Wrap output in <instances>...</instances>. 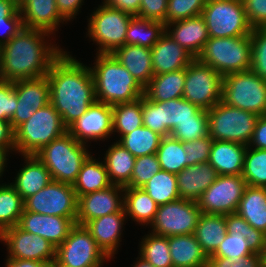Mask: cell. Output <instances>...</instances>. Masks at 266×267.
Instances as JSON below:
<instances>
[{
    "mask_svg": "<svg viewBox=\"0 0 266 267\" xmlns=\"http://www.w3.org/2000/svg\"><path fill=\"white\" fill-rule=\"evenodd\" d=\"M50 103L68 128L96 100L95 84L90 67L64 51L47 73Z\"/></svg>",
    "mask_w": 266,
    "mask_h": 267,
    "instance_id": "cell-1",
    "label": "cell"
},
{
    "mask_svg": "<svg viewBox=\"0 0 266 267\" xmlns=\"http://www.w3.org/2000/svg\"><path fill=\"white\" fill-rule=\"evenodd\" d=\"M50 35L24 27L1 46L0 80L14 82L46 76L52 63L64 52L59 45L45 40Z\"/></svg>",
    "mask_w": 266,
    "mask_h": 267,
    "instance_id": "cell-2",
    "label": "cell"
},
{
    "mask_svg": "<svg viewBox=\"0 0 266 267\" xmlns=\"http://www.w3.org/2000/svg\"><path fill=\"white\" fill-rule=\"evenodd\" d=\"M95 61L90 69L98 102L114 105L132 102L144 95V89L112 54L96 53Z\"/></svg>",
    "mask_w": 266,
    "mask_h": 267,
    "instance_id": "cell-3",
    "label": "cell"
},
{
    "mask_svg": "<svg viewBox=\"0 0 266 267\" xmlns=\"http://www.w3.org/2000/svg\"><path fill=\"white\" fill-rule=\"evenodd\" d=\"M86 144L78 142L68 131L52 140L35 155L48 169L54 181L72 184L91 155Z\"/></svg>",
    "mask_w": 266,
    "mask_h": 267,
    "instance_id": "cell-4",
    "label": "cell"
},
{
    "mask_svg": "<svg viewBox=\"0 0 266 267\" xmlns=\"http://www.w3.org/2000/svg\"><path fill=\"white\" fill-rule=\"evenodd\" d=\"M67 131L61 115L48 103L14 130L15 151L22 156L36 155L44 146Z\"/></svg>",
    "mask_w": 266,
    "mask_h": 267,
    "instance_id": "cell-5",
    "label": "cell"
},
{
    "mask_svg": "<svg viewBox=\"0 0 266 267\" xmlns=\"http://www.w3.org/2000/svg\"><path fill=\"white\" fill-rule=\"evenodd\" d=\"M197 59L223 77L251 68V35L209 37Z\"/></svg>",
    "mask_w": 266,
    "mask_h": 267,
    "instance_id": "cell-6",
    "label": "cell"
},
{
    "mask_svg": "<svg viewBox=\"0 0 266 267\" xmlns=\"http://www.w3.org/2000/svg\"><path fill=\"white\" fill-rule=\"evenodd\" d=\"M222 102L228 106L266 115V81L251 70L223 77Z\"/></svg>",
    "mask_w": 266,
    "mask_h": 267,
    "instance_id": "cell-7",
    "label": "cell"
},
{
    "mask_svg": "<svg viewBox=\"0 0 266 267\" xmlns=\"http://www.w3.org/2000/svg\"><path fill=\"white\" fill-rule=\"evenodd\" d=\"M208 135L213 140L231 141L248 146L258 115L226 105L222 101L207 111Z\"/></svg>",
    "mask_w": 266,
    "mask_h": 267,
    "instance_id": "cell-8",
    "label": "cell"
},
{
    "mask_svg": "<svg viewBox=\"0 0 266 267\" xmlns=\"http://www.w3.org/2000/svg\"><path fill=\"white\" fill-rule=\"evenodd\" d=\"M133 17L104 3L92 12L87 35L99 45L98 54H112L125 45L127 28Z\"/></svg>",
    "mask_w": 266,
    "mask_h": 267,
    "instance_id": "cell-9",
    "label": "cell"
},
{
    "mask_svg": "<svg viewBox=\"0 0 266 267\" xmlns=\"http://www.w3.org/2000/svg\"><path fill=\"white\" fill-rule=\"evenodd\" d=\"M209 37H236L252 33L242 0H207L201 14Z\"/></svg>",
    "mask_w": 266,
    "mask_h": 267,
    "instance_id": "cell-10",
    "label": "cell"
},
{
    "mask_svg": "<svg viewBox=\"0 0 266 267\" xmlns=\"http://www.w3.org/2000/svg\"><path fill=\"white\" fill-rule=\"evenodd\" d=\"M204 111L183 97L156 102L142 96L143 126L162 137L170 136L171 130L178 123L196 120Z\"/></svg>",
    "mask_w": 266,
    "mask_h": 267,
    "instance_id": "cell-11",
    "label": "cell"
},
{
    "mask_svg": "<svg viewBox=\"0 0 266 267\" xmlns=\"http://www.w3.org/2000/svg\"><path fill=\"white\" fill-rule=\"evenodd\" d=\"M223 76L195 58L185 68L183 98L201 109L209 110L222 101Z\"/></svg>",
    "mask_w": 266,
    "mask_h": 267,
    "instance_id": "cell-12",
    "label": "cell"
},
{
    "mask_svg": "<svg viewBox=\"0 0 266 267\" xmlns=\"http://www.w3.org/2000/svg\"><path fill=\"white\" fill-rule=\"evenodd\" d=\"M201 213L197 201L187 199L159 205L151 233L166 237L193 234Z\"/></svg>",
    "mask_w": 266,
    "mask_h": 267,
    "instance_id": "cell-13",
    "label": "cell"
},
{
    "mask_svg": "<svg viewBox=\"0 0 266 267\" xmlns=\"http://www.w3.org/2000/svg\"><path fill=\"white\" fill-rule=\"evenodd\" d=\"M56 258L71 267H102L110 259L85 226L78 224L56 248Z\"/></svg>",
    "mask_w": 266,
    "mask_h": 267,
    "instance_id": "cell-14",
    "label": "cell"
},
{
    "mask_svg": "<svg viewBox=\"0 0 266 267\" xmlns=\"http://www.w3.org/2000/svg\"><path fill=\"white\" fill-rule=\"evenodd\" d=\"M78 198L72 184L51 181L24 201V210L44 215L76 218Z\"/></svg>",
    "mask_w": 266,
    "mask_h": 267,
    "instance_id": "cell-15",
    "label": "cell"
},
{
    "mask_svg": "<svg viewBox=\"0 0 266 267\" xmlns=\"http://www.w3.org/2000/svg\"><path fill=\"white\" fill-rule=\"evenodd\" d=\"M246 187L247 183L240 175H219L197 200L198 207L206 214L236 213Z\"/></svg>",
    "mask_w": 266,
    "mask_h": 267,
    "instance_id": "cell-16",
    "label": "cell"
},
{
    "mask_svg": "<svg viewBox=\"0 0 266 267\" xmlns=\"http://www.w3.org/2000/svg\"><path fill=\"white\" fill-rule=\"evenodd\" d=\"M0 241L7 246L12 259L35 260L50 263L56 258V247L45 238L23 231L17 225L0 233Z\"/></svg>",
    "mask_w": 266,
    "mask_h": 267,
    "instance_id": "cell-17",
    "label": "cell"
},
{
    "mask_svg": "<svg viewBox=\"0 0 266 267\" xmlns=\"http://www.w3.org/2000/svg\"><path fill=\"white\" fill-rule=\"evenodd\" d=\"M17 108L10 120L13 130L26 122L35 111L50 103V84L47 76L14 81Z\"/></svg>",
    "mask_w": 266,
    "mask_h": 267,
    "instance_id": "cell-18",
    "label": "cell"
},
{
    "mask_svg": "<svg viewBox=\"0 0 266 267\" xmlns=\"http://www.w3.org/2000/svg\"><path fill=\"white\" fill-rule=\"evenodd\" d=\"M68 132L84 144L109 138L113 134L112 105L96 101L68 127Z\"/></svg>",
    "mask_w": 266,
    "mask_h": 267,
    "instance_id": "cell-19",
    "label": "cell"
},
{
    "mask_svg": "<svg viewBox=\"0 0 266 267\" xmlns=\"http://www.w3.org/2000/svg\"><path fill=\"white\" fill-rule=\"evenodd\" d=\"M123 204L124 187L120 185L84 194L78 198L76 224L84 226L95 218L120 212Z\"/></svg>",
    "mask_w": 266,
    "mask_h": 267,
    "instance_id": "cell-20",
    "label": "cell"
},
{
    "mask_svg": "<svg viewBox=\"0 0 266 267\" xmlns=\"http://www.w3.org/2000/svg\"><path fill=\"white\" fill-rule=\"evenodd\" d=\"M75 225L76 218L44 215L23 210L17 226L23 231L45 238L57 248Z\"/></svg>",
    "mask_w": 266,
    "mask_h": 267,
    "instance_id": "cell-21",
    "label": "cell"
},
{
    "mask_svg": "<svg viewBox=\"0 0 266 267\" xmlns=\"http://www.w3.org/2000/svg\"><path fill=\"white\" fill-rule=\"evenodd\" d=\"M154 75L186 68L195 58L180 46L167 32L151 48Z\"/></svg>",
    "mask_w": 266,
    "mask_h": 267,
    "instance_id": "cell-22",
    "label": "cell"
},
{
    "mask_svg": "<svg viewBox=\"0 0 266 267\" xmlns=\"http://www.w3.org/2000/svg\"><path fill=\"white\" fill-rule=\"evenodd\" d=\"M125 219L128 218L123 208L120 212L95 218L84 225L97 245L109 258H113L117 254V248L121 245V234L124 230L122 228Z\"/></svg>",
    "mask_w": 266,
    "mask_h": 267,
    "instance_id": "cell-23",
    "label": "cell"
},
{
    "mask_svg": "<svg viewBox=\"0 0 266 267\" xmlns=\"http://www.w3.org/2000/svg\"><path fill=\"white\" fill-rule=\"evenodd\" d=\"M166 32L194 58L199 56L209 39L207 26L202 15L168 23L166 24Z\"/></svg>",
    "mask_w": 266,
    "mask_h": 267,
    "instance_id": "cell-24",
    "label": "cell"
},
{
    "mask_svg": "<svg viewBox=\"0 0 266 267\" xmlns=\"http://www.w3.org/2000/svg\"><path fill=\"white\" fill-rule=\"evenodd\" d=\"M219 174L209 162L194 164L176 174L180 199L197 201Z\"/></svg>",
    "mask_w": 266,
    "mask_h": 267,
    "instance_id": "cell-25",
    "label": "cell"
},
{
    "mask_svg": "<svg viewBox=\"0 0 266 267\" xmlns=\"http://www.w3.org/2000/svg\"><path fill=\"white\" fill-rule=\"evenodd\" d=\"M24 27L40 29L54 34L60 23L65 20L60 16L56 0H27L19 8Z\"/></svg>",
    "mask_w": 266,
    "mask_h": 267,
    "instance_id": "cell-26",
    "label": "cell"
},
{
    "mask_svg": "<svg viewBox=\"0 0 266 267\" xmlns=\"http://www.w3.org/2000/svg\"><path fill=\"white\" fill-rule=\"evenodd\" d=\"M112 55L131 73L143 89L154 76L151 48L125 44L116 49Z\"/></svg>",
    "mask_w": 266,
    "mask_h": 267,
    "instance_id": "cell-27",
    "label": "cell"
},
{
    "mask_svg": "<svg viewBox=\"0 0 266 267\" xmlns=\"http://www.w3.org/2000/svg\"><path fill=\"white\" fill-rule=\"evenodd\" d=\"M23 166L19 169L14 182L10 183L23 201L36 194L53 181L46 166L35 155H23Z\"/></svg>",
    "mask_w": 266,
    "mask_h": 267,
    "instance_id": "cell-28",
    "label": "cell"
},
{
    "mask_svg": "<svg viewBox=\"0 0 266 267\" xmlns=\"http://www.w3.org/2000/svg\"><path fill=\"white\" fill-rule=\"evenodd\" d=\"M247 146L237 142L213 140L209 163L219 175H240Z\"/></svg>",
    "mask_w": 266,
    "mask_h": 267,
    "instance_id": "cell-29",
    "label": "cell"
},
{
    "mask_svg": "<svg viewBox=\"0 0 266 267\" xmlns=\"http://www.w3.org/2000/svg\"><path fill=\"white\" fill-rule=\"evenodd\" d=\"M173 267H208L209 257L193 234L168 237Z\"/></svg>",
    "mask_w": 266,
    "mask_h": 267,
    "instance_id": "cell-30",
    "label": "cell"
},
{
    "mask_svg": "<svg viewBox=\"0 0 266 267\" xmlns=\"http://www.w3.org/2000/svg\"><path fill=\"white\" fill-rule=\"evenodd\" d=\"M226 234V215L206 213H201L193 233L208 257L217 250Z\"/></svg>",
    "mask_w": 266,
    "mask_h": 267,
    "instance_id": "cell-31",
    "label": "cell"
},
{
    "mask_svg": "<svg viewBox=\"0 0 266 267\" xmlns=\"http://www.w3.org/2000/svg\"><path fill=\"white\" fill-rule=\"evenodd\" d=\"M185 83V68L154 75L144 88V96L156 102L182 98Z\"/></svg>",
    "mask_w": 266,
    "mask_h": 267,
    "instance_id": "cell-32",
    "label": "cell"
},
{
    "mask_svg": "<svg viewBox=\"0 0 266 267\" xmlns=\"http://www.w3.org/2000/svg\"><path fill=\"white\" fill-rule=\"evenodd\" d=\"M236 213L266 234V188L247 186Z\"/></svg>",
    "mask_w": 266,
    "mask_h": 267,
    "instance_id": "cell-33",
    "label": "cell"
},
{
    "mask_svg": "<svg viewBox=\"0 0 266 267\" xmlns=\"http://www.w3.org/2000/svg\"><path fill=\"white\" fill-rule=\"evenodd\" d=\"M136 158L117 141L108 147L104 164L113 185L125 187L131 180Z\"/></svg>",
    "mask_w": 266,
    "mask_h": 267,
    "instance_id": "cell-34",
    "label": "cell"
},
{
    "mask_svg": "<svg viewBox=\"0 0 266 267\" xmlns=\"http://www.w3.org/2000/svg\"><path fill=\"white\" fill-rule=\"evenodd\" d=\"M96 160L90 155L83 163L77 179L73 183L77 198L90 192L104 190L113 185L109 180L103 161Z\"/></svg>",
    "mask_w": 266,
    "mask_h": 267,
    "instance_id": "cell-35",
    "label": "cell"
},
{
    "mask_svg": "<svg viewBox=\"0 0 266 267\" xmlns=\"http://www.w3.org/2000/svg\"><path fill=\"white\" fill-rule=\"evenodd\" d=\"M125 215L141 225H149L153 222L158 210L157 203L142 189L124 187Z\"/></svg>",
    "mask_w": 266,
    "mask_h": 267,
    "instance_id": "cell-36",
    "label": "cell"
},
{
    "mask_svg": "<svg viewBox=\"0 0 266 267\" xmlns=\"http://www.w3.org/2000/svg\"><path fill=\"white\" fill-rule=\"evenodd\" d=\"M165 32L164 22L134 16L127 28L125 44L152 48Z\"/></svg>",
    "mask_w": 266,
    "mask_h": 267,
    "instance_id": "cell-37",
    "label": "cell"
},
{
    "mask_svg": "<svg viewBox=\"0 0 266 267\" xmlns=\"http://www.w3.org/2000/svg\"><path fill=\"white\" fill-rule=\"evenodd\" d=\"M142 125V97L132 102L112 105V131L120 134V138Z\"/></svg>",
    "mask_w": 266,
    "mask_h": 267,
    "instance_id": "cell-38",
    "label": "cell"
},
{
    "mask_svg": "<svg viewBox=\"0 0 266 267\" xmlns=\"http://www.w3.org/2000/svg\"><path fill=\"white\" fill-rule=\"evenodd\" d=\"M162 136L145 126L123 135L117 142L126 148L135 158L155 154Z\"/></svg>",
    "mask_w": 266,
    "mask_h": 267,
    "instance_id": "cell-39",
    "label": "cell"
},
{
    "mask_svg": "<svg viewBox=\"0 0 266 267\" xmlns=\"http://www.w3.org/2000/svg\"><path fill=\"white\" fill-rule=\"evenodd\" d=\"M156 155L161 170L178 174L187 167V155L183 142L172 136L162 137Z\"/></svg>",
    "mask_w": 266,
    "mask_h": 267,
    "instance_id": "cell-40",
    "label": "cell"
},
{
    "mask_svg": "<svg viewBox=\"0 0 266 267\" xmlns=\"http://www.w3.org/2000/svg\"><path fill=\"white\" fill-rule=\"evenodd\" d=\"M157 205L180 199L176 174L160 170L142 188Z\"/></svg>",
    "mask_w": 266,
    "mask_h": 267,
    "instance_id": "cell-41",
    "label": "cell"
},
{
    "mask_svg": "<svg viewBox=\"0 0 266 267\" xmlns=\"http://www.w3.org/2000/svg\"><path fill=\"white\" fill-rule=\"evenodd\" d=\"M24 201L11 184L0 185V233L18 225Z\"/></svg>",
    "mask_w": 266,
    "mask_h": 267,
    "instance_id": "cell-42",
    "label": "cell"
},
{
    "mask_svg": "<svg viewBox=\"0 0 266 267\" xmlns=\"http://www.w3.org/2000/svg\"><path fill=\"white\" fill-rule=\"evenodd\" d=\"M138 256L143 257L154 267H173L168 237L147 234L142 238Z\"/></svg>",
    "mask_w": 266,
    "mask_h": 267,
    "instance_id": "cell-43",
    "label": "cell"
},
{
    "mask_svg": "<svg viewBox=\"0 0 266 267\" xmlns=\"http://www.w3.org/2000/svg\"><path fill=\"white\" fill-rule=\"evenodd\" d=\"M227 233L244 236L248 246L254 253L266 255V234L251 227V225L237 213L226 215Z\"/></svg>",
    "mask_w": 266,
    "mask_h": 267,
    "instance_id": "cell-44",
    "label": "cell"
},
{
    "mask_svg": "<svg viewBox=\"0 0 266 267\" xmlns=\"http://www.w3.org/2000/svg\"><path fill=\"white\" fill-rule=\"evenodd\" d=\"M242 177L247 186L266 188V149L247 146Z\"/></svg>",
    "mask_w": 266,
    "mask_h": 267,
    "instance_id": "cell-45",
    "label": "cell"
},
{
    "mask_svg": "<svg viewBox=\"0 0 266 267\" xmlns=\"http://www.w3.org/2000/svg\"><path fill=\"white\" fill-rule=\"evenodd\" d=\"M208 135V114L205 110L196 120L178 123L170 132V136L181 142L193 141Z\"/></svg>",
    "mask_w": 266,
    "mask_h": 267,
    "instance_id": "cell-46",
    "label": "cell"
},
{
    "mask_svg": "<svg viewBox=\"0 0 266 267\" xmlns=\"http://www.w3.org/2000/svg\"><path fill=\"white\" fill-rule=\"evenodd\" d=\"M161 170L155 154L136 157L130 182L125 187L143 188L144 185Z\"/></svg>",
    "mask_w": 266,
    "mask_h": 267,
    "instance_id": "cell-47",
    "label": "cell"
},
{
    "mask_svg": "<svg viewBox=\"0 0 266 267\" xmlns=\"http://www.w3.org/2000/svg\"><path fill=\"white\" fill-rule=\"evenodd\" d=\"M206 3L207 0H168L164 24L201 15Z\"/></svg>",
    "mask_w": 266,
    "mask_h": 267,
    "instance_id": "cell-48",
    "label": "cell"
},
{
    "mask_svg": "<svg viewBox=\"0 0 266 267\" xmlns=\"http://www.w3.org/2000/svg\"><path fill=\"white\" fill-rule=\"evenodd\" d=\"M250 70L266 81V27L252 30Z\"/></svg>",
    "mask_w": 266,
    "mask_h": 267,
    "instance_id": "cell-49",
    "label": "cell"
},
{
    "mask_svg": "<svg viewBox=\"0 0 266 267\" xmlns=\"http://www.w3.org/2000/svg\"><path fill=\"white\" fill-rule=\"evenodd\" d=\"M254 252L248 246L244 236L226 234L217 250L209 257H224L233 262Z\"/></svg>",
    "mask_w": 266,
    "mask_h": 267,
    "instance_id": "cell-50",
    "label": "cell"
},
{
    "mask_svg": "<svg viewBox=\"0 0 266 267\" xmlns=\"http://www.w3.org/2000/svg\"><path fill=\"white\" fill-rule=\"evenodd\" d=\"M213 139L207 135L193 141L183 142L187 155V167L209 161Z\"/></svg>",
    "mask_w": 266,
    "mask_h": 267,
    "instance_id": "cell-51",
    "label": "cell"
},
{
    "mask_svg": "<svg viewBox=\"0 0 266 267\" xmlns=\"http://www.w3.org/2000/svg\"><path fill=\"white\" fill-rule=\"evenodd\" d=\"M17 108V92L14 82L0 80V120L9 121Z\"/></svg>",
    "mask_w": 266,
    "mask_h": 267,
    "instance_id": "cell-52",
    "label": "cell"
},
{
    "mask_svg": "<svg viewBox=\"0 0 266 267\" xmlns=\"http://www.w3.org/2000/svg\"><path fill=\"white\" fill-rule=\"evenodd\" d=\"M168 0H141L137 17L154 21L166 20Z\"/></svg>",
    "mask_w": 266,
    "mask_h": 267,
    "instance_id": "cell-53",
    "label": "cell"
},
{
    "mask_svg": "<svg viewBox=\"0 0 266 267\" xmlns=\"http://www.w3.org/2000/svg\"><path fill=\"white\" fill-rule=\"evenodd\" d=\"M264 255L254 253L233 262L224 257H209L208 267H261Z\"/></svg>",
    "mask_w": 266,
    "mask_h": 267,
    "instance_id": "cell-54",
    "label": "cell"
},
{
    "mask_svg": "<svg viewBox=\"0 0 266 267\" xmlns=\"http://www.w3.org/2000/svg\"><path fill=\"white\" fill-rule=\"evenodd\" d=\"M252 28L266 27V0H242Z\"/></svg>",
    "mask_w": 266,
    "mask_h": 267,
    "instance_id": "cell-55",
    "label": "cell"
},
{
    "mask_svg": "<svg viewBox=\"0 0 266 267\" xmlns=\"http://www.w3.org/2000/svg\"><path fill=\"white\" fill-rule=\"evenodd\" d=\"M23 28L24 25L20 10L8 22H0V46L10 41Z\"/></svg>",
    "mask_w": 266,
    "mask_h": 267,
    "instance_id": "cell-56",
    "label": "cell"
},
{
    "mask_svg": "<svg viewBox=\"0 0 266 267\" xmlns=\"http://www.w3.org/2000/svg\"><path fill=\"white\" fill-rule=\"evenodd\" d=\"M248 147L266 149V115L259 116Z\"/></svg>",
    "mask_w": 266,
    "mask_h": 267,
    "instance_id": "cell-57",
    "label": "cell"
},
{
    "mask_svg": "<svg viewBox=\"0 0 266 267\" xmlns=\"http://www.w3.org/2000/svg\"><path fill=\"white\" fill-rule=\"evenodd\" d=\"M83 0H56L57 8L60 16L66 21L72 20L83 5Z\"/></svg>",
    "mask_w": 266,
    "mask_h": 267,
    "instance_id": "cell-58",
    "label": "cell"
},
{
    "mask_svg": "<svg viewBox=\"0 0 266 267\" xmlns=\"http://www.w3.org/2000/svg\"><path fill=\"white\" fill-rule=\"evenodd\" d=\"M102 3L132 16H138L141 0H104Z\"/></svg>",
    "mask_w": 266,
    "mask_h": 267,
    "instance_id": "cell-59",
    "label": "cell"
},
{
    "mask_svg": "<svg viewBox=\"0 0 266 267\" xmlns=\"http://www.w3.org/2000/svg\"><path fill=\"white\" fill-rule=\"evenodd\" d=\"M0 147L15 151L14 130L9 121L0 120Z\"/></svg>",
    "mask_w": 266,
    "mask_h": 267,
    "instance_id": "cell-60",
    "label": "cell"
},
{
    "mask_svg": "<svg viewBox=\"0 0 266 267\" xmlns=\"http://www.w3.org/2000/svg\"><path fill=\"white\" fill-rule=\"evenodd\" d=\"M18 11L11 0H0V22H8Z\"/></svg>",
    "mask_w": 266,
    "mask_h": 267,
    "instance_id": "cell-61",
    "label": "cell"
},
{
    "mask_svg": "<svg viewBox=\"0 0 266 267\" xmlns=\"http://www.w3.org/2000/svg\"><path fill=\"white\" fill-rule=\"evenodd\" d=\"M5 267H51V264L35 260L7 258Z\"/></svg>",
    "mask_w": 266,
    "mask_h": 267,
    "instance_id": "cell-62",
    "label": "cell"
},
{
    "mask_svg": "<svg viewBox=\"0 0 266 267\" xmlns=\"http://www.w3.org/2000/svg\"><path fill=\"white\" fill-rule=\"evenodd\" d=\"M7 148L4 147H0V174L2 175L3 172L5 171V167H6V162L8 160V154H10Z\"/></svg>",
    "mask_w": 266,
    "mask_h": 267,
    "instance_id": "cell-63",
    "label": "cell"
},
{
    "mask_svg": "<svg viewBox=\"0 0 266 267\" xmlns=\"http://www.w3.org/2000/svg\"><path fill=\"white\" fill-rule=\"evenodd\" d=\"M137 261L133 265V267H154L152 266L147 260H145L143 257H137ZM139 259V260H138Z\"/></svg>",
    "mask_w": 266,
    "mask_h": 267,
    "instance_id": "cell-64",
    "label": "cell"
},
{
    "mask_svg": "<svg viewBox=\"0 0 266 267\" xmlns=\"http://www.w3.org/2000/svg\"><path fill=\"white\" fill-rule=\"evenodd\" d=\"M51 267H71V266L63 264L57 258H55L54 261L51 264Z\"/></svg>",
    "mask_w": 266,
    "mask_h": 267,
    "instance_id": "cell-65",
    "label": "cell"
},
{
    "mask_svg": "<svg viewBox=\"0 0 266 267\" xmlns=\"http://www.w3.org/2000/svg\"><path fill=\"white\" fill-rule=\"evenodd\" d=\"M18 8L22 7L27 0H11Z\"/></svg>",
    "mask_w": 266,
    "mask_h": 267,
    "instance_id": "cell-66",
    "label": "cell"
},
{
    "mask_svg": "<svg viewBox=\"0 0 266 267\" xmlns=\"http://www.w3.org/2000/svg\"><path fill=\"white\" fill-rule=\"evenodd\" d=\"M261 267H266V255L264 256Z\"/></svg>",
    "mask_w": 266,
    "mask_h": 267,
    "instance_id": "cell-67",
    "label": "cell"
}]
</instances>
